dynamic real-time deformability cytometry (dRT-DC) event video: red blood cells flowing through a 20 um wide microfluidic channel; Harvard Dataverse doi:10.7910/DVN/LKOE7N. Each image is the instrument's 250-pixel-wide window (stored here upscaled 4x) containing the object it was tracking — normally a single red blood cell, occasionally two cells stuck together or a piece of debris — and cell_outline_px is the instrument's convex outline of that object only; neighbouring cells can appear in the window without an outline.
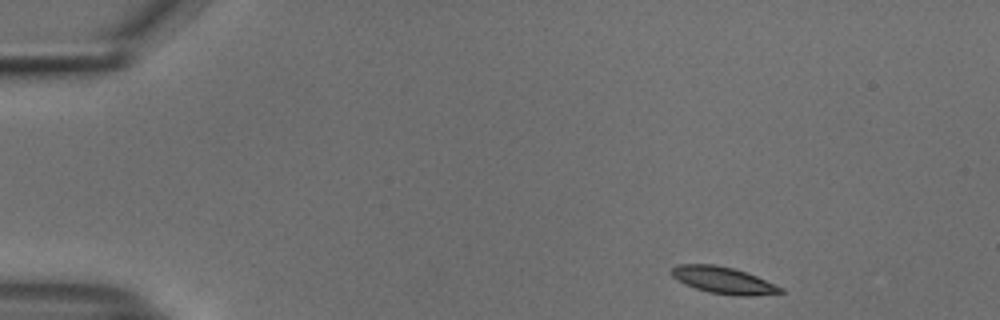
{"species": "common noctule bat (a hibernating species)", "species_latin": "Nyctalus noctula", "temperature_condition": "cold", "stored_images_in_passage": 14, "camera_frame_rate_fps": 3000, "um_per_image_px": 0.085, "animal": {"sex": "male", "body_mass_g": 18.8}, "frame": {"image": 1, "passage_image": 1, "time_ms": 0.0, "image_size_px": [1000, 320], "cell_outline_px": [[784, 292], [752, 296], [736, 296], [708, 292], [684, 284], [676, 280], [668, 272], [676, 264], [716, 264], [736, 268], [756, 276], [784, 288]], "centroid_in_image_um": [61.45, 23.81], "position_along_channel_um": 23.6, "area_um2": 17.28}}
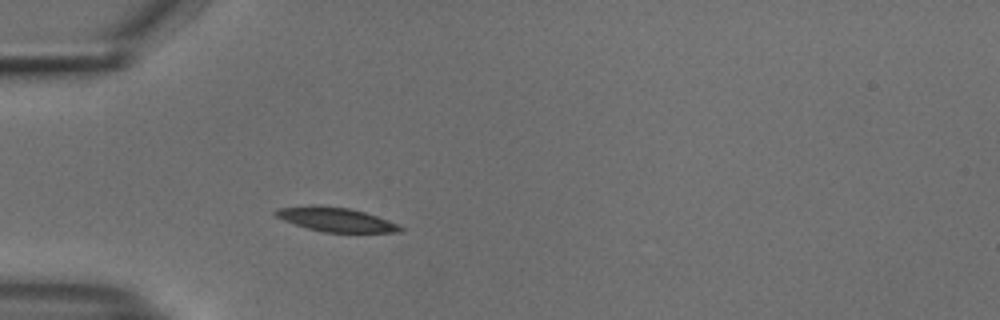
{"frame": {"image": 2, "passage_image": 10, "time_ms": 3.0, "image_size_px": [1000, 320], "cell_outline_px": [[404, 228], [400, 232], [324, 232], [308, 228], [284, 220], [276, 216], [272, 212], [276, 208], [312, 204], [348, 208], [364, 212], [400, 224]], "centroid_in_image_um": [28.53, 18.64], "position_along_channel_um": 56.5, "area_um2": 17.51}}